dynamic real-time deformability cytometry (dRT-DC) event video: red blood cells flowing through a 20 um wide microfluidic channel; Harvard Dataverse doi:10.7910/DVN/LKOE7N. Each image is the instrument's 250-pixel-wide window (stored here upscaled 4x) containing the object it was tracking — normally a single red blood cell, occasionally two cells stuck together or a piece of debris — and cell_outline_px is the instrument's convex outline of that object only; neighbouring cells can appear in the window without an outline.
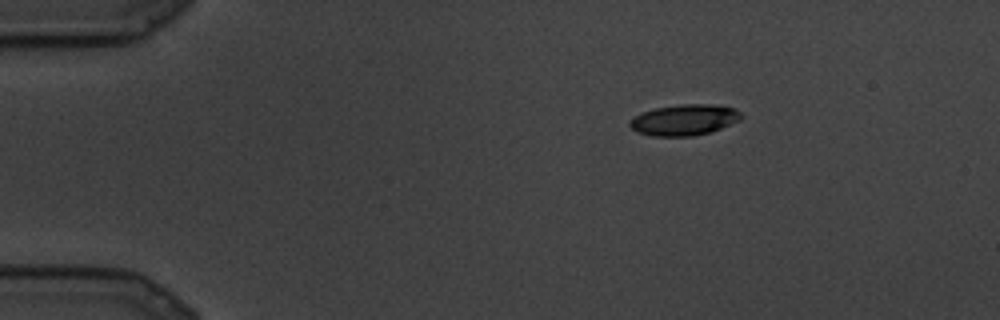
{"species": "common noctule bat (a hibernating species)", "species_latin": "Nyctalus noctula", "temperature_condition": "cold", "stored_images_in_passage": 22, "camera_frame_rate_fps": 3000, "um_per_image_px": 0.085, "animal": {"sex": "male", "body_mass_g": 19.5, "forearm_length_mm": 54.6}, "frame": {"image": 1, "passage_image": 1, "time_ms": 0.0, "image_size_px": [1000, 320], "cell_outline_px": [[744, 116], [740, 120], [712, 132], [692, 136], [652, 136], [636, 132], [628, 124], [640, 112], [656, 108], [680, 104], [716, 104], [736, 108]], "centroid_in_image_um": [58.21, 10.18], "position_along_channel_um": 26.8, "area_um2": 20.29}}
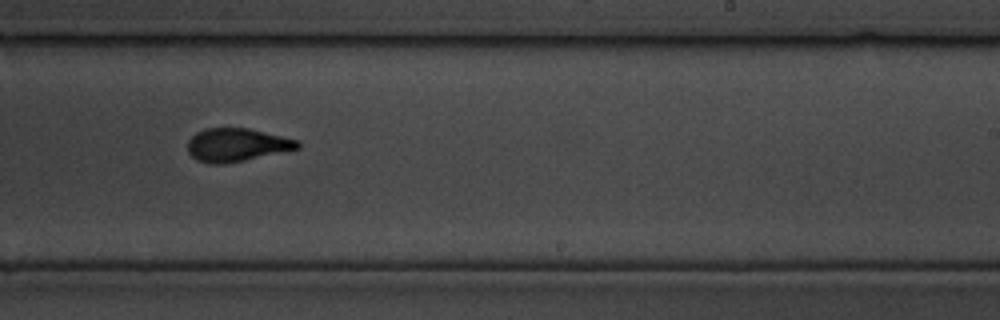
{"frame": {"image": 2, "passage_image": 13, "time_ms": 4.0, "image_size_px": [1000, 320], "cell_outline_px": [[300, 148], [244, 160], [224, 164], [212, 164], [196, 160], [188, 152], [188, 140], [196, 132], [204, 128], [248, 128], [300, 140]], "centroid_in_image_um": [20.11, 12.31], "position_along_channel_um": 268.9, "area_um2": 21.27}}
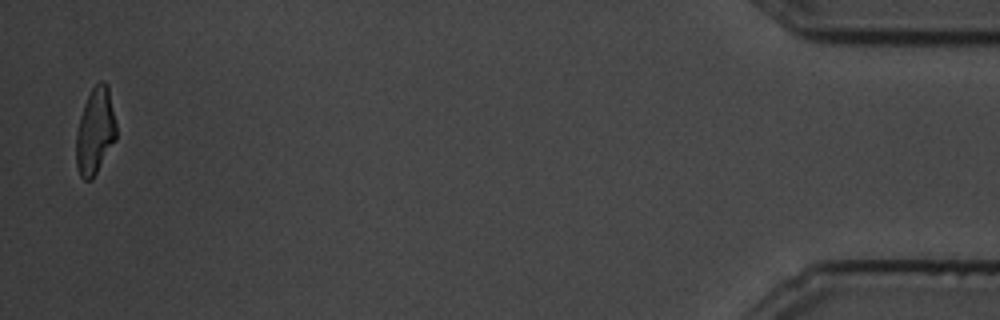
{"frame": {"image": 3, "passage_image": 22, "time_ms": 7.0, "image_size_px": [1000, 320], "cell_outline_px": [[116, 140], [92, 180], [84, 180], [80, 176], [76, 164], [76, 132], [80, 116], [84, 104], [92, 88], [100, 80], [104, 80], [108, 84], [116, 124]], "centroid_in_image_um": [8.09, 11.15], "position_along_channel_um": 427.1, "area_um2": 20.35}}